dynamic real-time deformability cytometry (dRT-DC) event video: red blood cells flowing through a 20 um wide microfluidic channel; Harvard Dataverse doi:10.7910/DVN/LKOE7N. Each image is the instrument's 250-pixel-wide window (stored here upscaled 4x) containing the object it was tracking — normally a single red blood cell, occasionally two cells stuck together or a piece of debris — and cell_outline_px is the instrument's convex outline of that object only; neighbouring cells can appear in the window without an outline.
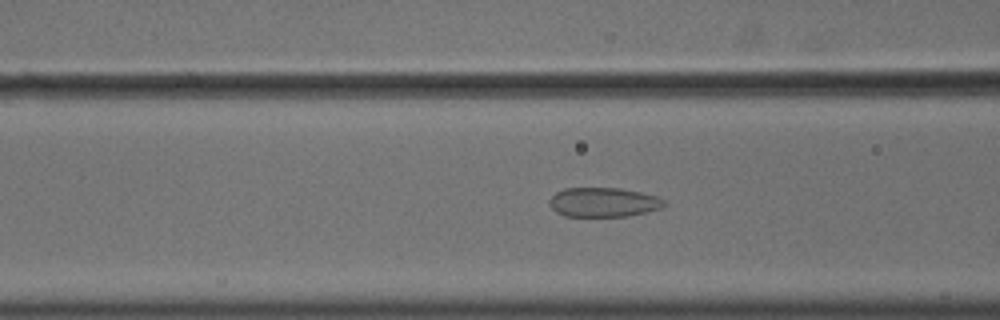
{"species": "common noctule bat (a hibernating species)", "species_latin": "Nyctalus noctula", "temperature_condition": "cold", "stored_images_in_passage": 52, "camera_frame_rate_fps": 3000, "um_per_image_px": 0.085, "animal": {"sex": "male", "body_mass_g": 18.8}, "frame": {"image": 1, "passage_image": 22, "time_ms": 7.0, "image_size_px": [1000, 320], "cell_outline_px": [[668, 204], [660, 208], [628, 216], [564, 216], [556, 212], [548, 204], [548, 200], [556, 192], [564, 188], [620, 188], [640, 192], [656, 196], [664, 200]], "centroid_in_image_um": [51.26, 17.19], "position_along_channel_um": 115.3, "area_um2": 19.65}}
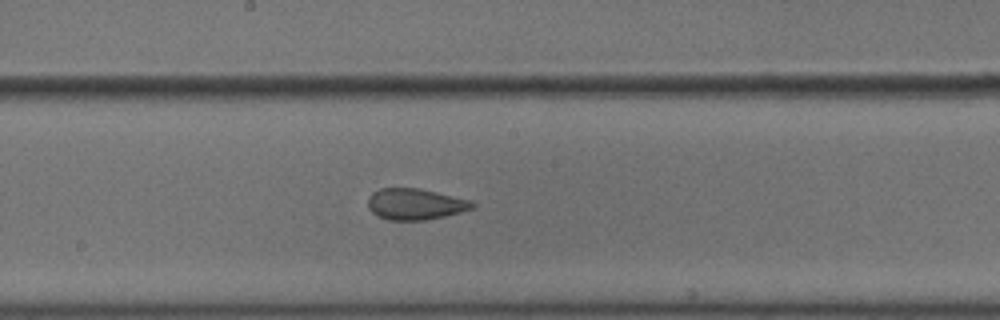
{"frame": {"image": 2, "passage_image": 30, "time_ms": 9.667, "image_size_px": [1000, 320], "cell_outline_px": [[476, 204], [472, 208], [460, 212], [444, 216], [424, 220], [388, 220], [376, 216], [368, 208], [368, 196], [372, 192], [380, 188], [420, 188], [472, 200]], "centroid_in_image_um": [35.27, 17.34], "position_along_channel_um": 212.9, "area_um2": 19.13}}
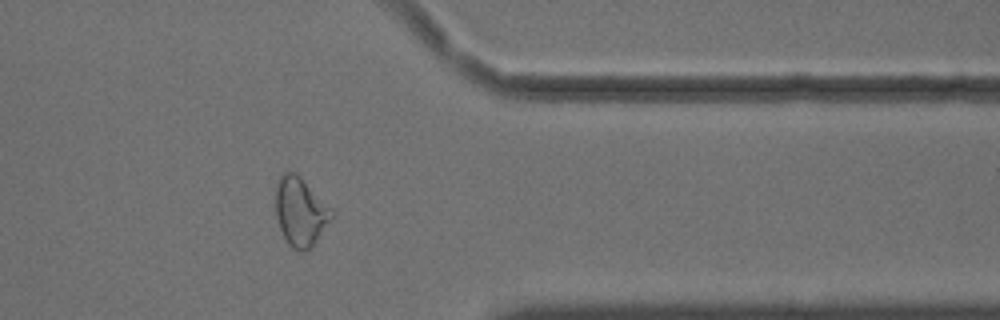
{"frame": {"image": 3, "passage_image": 45, "time_ms": 14.667, "image_size_px": [1000, 320], "cell_outline_px": [[336, 212], [332, 220], [316, 240], [308, 248], [292, 248], [288, 244], [280, 228], [276, 216], [276, 188], [280, 176], [284, 172], [296, 172]], "centroid_in_image_um": [25.56, 17.95], "position_along_channel_um": 385.8, "area_um2": 22.08}, "authors_computed_cell_mechanics": {"area_um2": 21.3282, "velocity_mm_per_s": 3.6366, "shape_relaxation_time_tau1_ms": null, "shape_relaxation_time_tau2_ms": 1.8261, "deformation_change_tau1": null, "deformation_change_tau2": 0.0875}}